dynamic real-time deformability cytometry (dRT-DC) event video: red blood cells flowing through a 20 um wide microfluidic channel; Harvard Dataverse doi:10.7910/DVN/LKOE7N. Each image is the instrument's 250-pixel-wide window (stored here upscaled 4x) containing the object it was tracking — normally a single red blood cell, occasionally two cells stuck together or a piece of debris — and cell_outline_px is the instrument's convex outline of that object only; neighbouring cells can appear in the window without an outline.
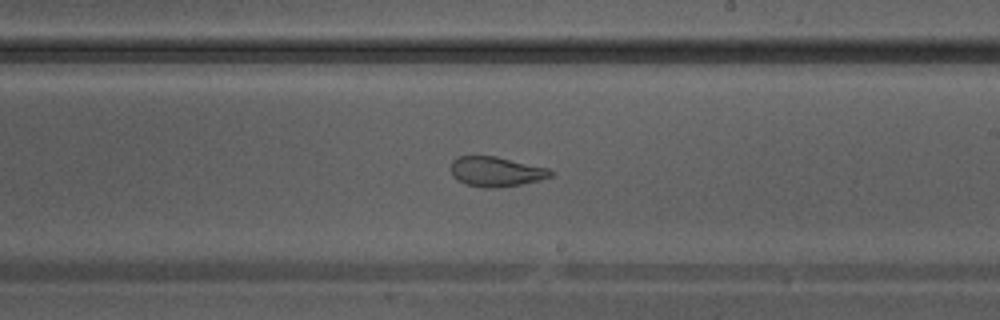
{"species": "Egyptian fruit bat (a non-hibernating species)", "species_latin": "Rousettus aegyptiacus", "temperature_condition": "warm", "stored_images_in_passage": 26, "camera_frame_rate_fps": 3000, "um_per_image_px": 0.085, "animal": {"sex": "male"}, "frame": {"image": 1, "passage_image": 15, "time_ms": 4.667, "image_size_px": [1000, 320], "cell_outline_px": [[556, 172], [552, 176], [540, 180], [520, 184], [496, 188], [484, 188], [468, 184], [452, 176], [452, 160], [456, 156], [496, 156], [548, 168]], "centroid_in_image_um": [42.2, 14.58], "position_along_channel_um": 246.8, "area_um2": 17.28}}